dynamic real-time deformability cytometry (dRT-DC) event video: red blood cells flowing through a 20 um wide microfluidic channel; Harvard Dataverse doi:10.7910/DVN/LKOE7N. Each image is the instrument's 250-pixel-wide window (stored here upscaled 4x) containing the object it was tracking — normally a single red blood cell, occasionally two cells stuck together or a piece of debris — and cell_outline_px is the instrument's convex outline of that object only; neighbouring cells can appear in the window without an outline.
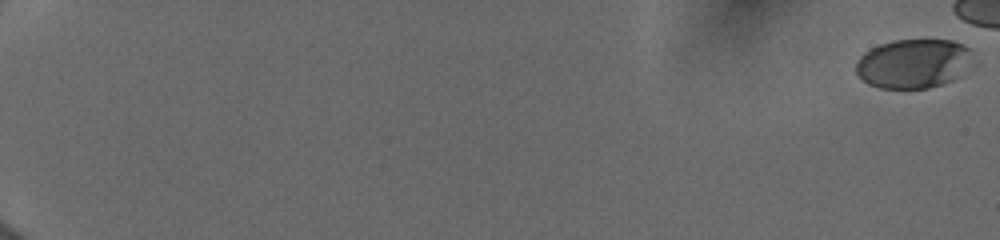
{"species": "human", "species_latin": "Homo sapiens", "temperature_condition": "cold", "stored_images_in_passage": 14, "camera_frame_rate_fps": 3000, "um_per_image_px": 0.085, "donor": {"sex": "female"}, "frame": {"image": 1, "passage_image": 1, "time_ms": 0.0, "image_size_px": [1000, 240], "cell_outline_px": [[968, 48], [952, 80], [928, 88], [880, 88], [868, 84], [856, 72], [856, 64], [860, 56], [864, 52], [880, 44], [892, 40], [952, 40], [964, 44]], "centroid_in_image_um": [77.43, 5.39], "position_along_channel_um": 7.6, "area_um2": 31.91}}
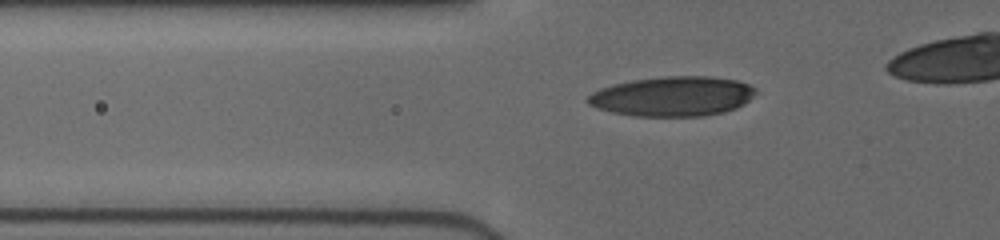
{"frame": {"image": 2, "passage_image": 10, "time_ms": 7.333, "image_size_px": [1000, 240], "cell_outline_px": [[756, 92], [744, 104], [736, 108], [724, 112], [704, 116], [636, 116], [612, 112], [596, 108], [588, 104], [588, 96], [592, 92], [600, 88], [632, 80], [664, 76], [712, 76], [736, 80], [748, 84], [756, 88]], "centroid_in_image_um": [57.19, 8.18], "position_along_channel_um": 68.6, "area_um2": 38.9}}
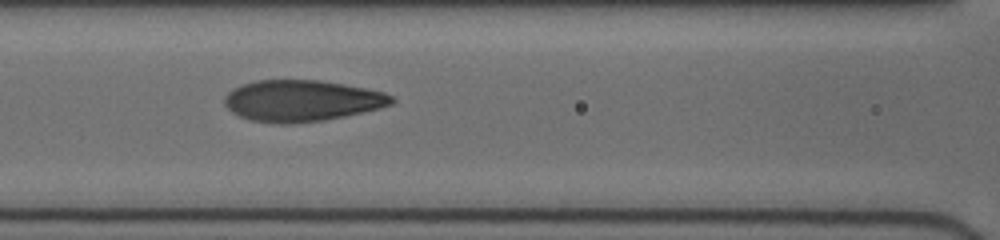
{"frame": {"image": 3, "passage_image": 13, "time_ms": 9.333, "image_size_px": [1000, 240], "cell_outline_px": [[396, 100], [392, 104], [380, 108], [320, 120], [284, 124], [252, 120], [240, 116], [232, 112], [224, 104], [224, 96], [232, 88], [240, 84], [256, 80], [320, 80], [344, 84], [384, 92], [392, 96]], "centroid_in_image_um": [25.61, 8.54], "position_along_channel_um": 141.0, "area_um2": 39.88}}